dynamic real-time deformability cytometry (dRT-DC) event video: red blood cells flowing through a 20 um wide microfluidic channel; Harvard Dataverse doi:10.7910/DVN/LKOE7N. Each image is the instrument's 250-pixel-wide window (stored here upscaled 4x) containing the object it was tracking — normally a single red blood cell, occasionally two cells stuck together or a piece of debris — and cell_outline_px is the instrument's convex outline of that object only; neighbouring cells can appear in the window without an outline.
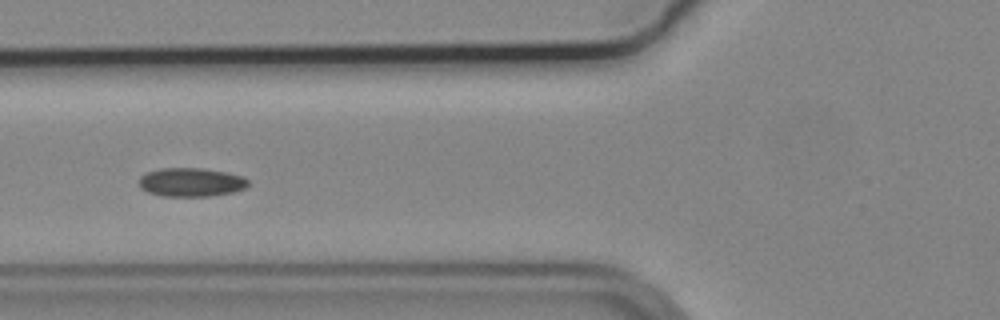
{"species": "common noctule bat (a hibernating species)", "species_latin": "Nyctalus noctula", "temperature_condition": "cold", "stored_images_in_passage": 36, "camera_frame_rate_fps": 3000, "um_per_image_px": 0.085, "animal": {"sex": "male", "body_mass_g": 19.2, "forearm_length_mm": 51.8}, "frame": {"image": 1, "passage_image": 6, "time_ms": 1.667, "image_size_px": [1000, 320], "cell_outline_px": [[248, 184], [244, 188], [232, 192], [208, 196], [160, 196], [148, 192], [140, 188], [140, 176], [148, 172], [160, 168], [204, 168], [228, 172], [244, 176], [248, 180]], "centroid_in_image_um": [16.24, 15.48], "position_along_channel_um": 109.6, "area_um2": 18.32}, "authors_computed_cell_mechanics": {"area_um2": 17.8313, "velocity_mm_per_s": 3.6697, "shape_relaxation_time_tau1_ms": 5.3817, "shape_relaxation_time_tau2_ms": 3.9883, "deformation_change_tau1": 0.0742, "deformation_change_tau2": 0.0682}}